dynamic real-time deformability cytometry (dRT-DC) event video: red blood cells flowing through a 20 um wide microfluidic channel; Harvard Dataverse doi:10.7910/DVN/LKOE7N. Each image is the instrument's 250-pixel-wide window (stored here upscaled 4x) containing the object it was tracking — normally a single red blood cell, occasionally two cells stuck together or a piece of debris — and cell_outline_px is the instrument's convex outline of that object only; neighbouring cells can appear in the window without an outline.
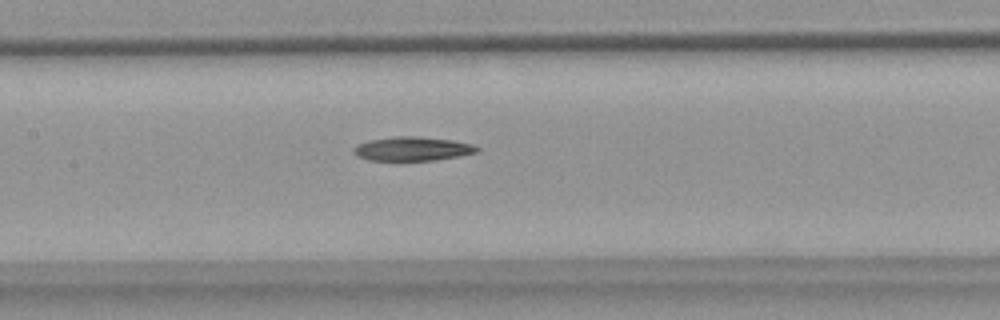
{"species": "common noctule bat (a hibernating species)", "species_latin": "Nyctalus noctula", "temperature_condition": "warm", "stored_images_in_passage": 40, "camera_frame_rate_fps": 3000, "um_per_image_px": 0.085, "animal": {"sex": "female", "body_mass_g": 18.4}, "frame": {"image": 1, "passage_image": 13, "time_ms": 4.0, "image_size_px": [1000, 320], "cell_outline_px": [[480, 152], [460, 156], [436, 160], [368, 160], [356, 156], [352, 152], [352, 148], [356, 144], [368, 140], [396, 136], [416, 136], [452, 140], [472, 144], [480, 148]], "centroid_in_image_um": [35.04, 12.65], "position_along_channel_um": 172.4, "area_um2": 17.46}}
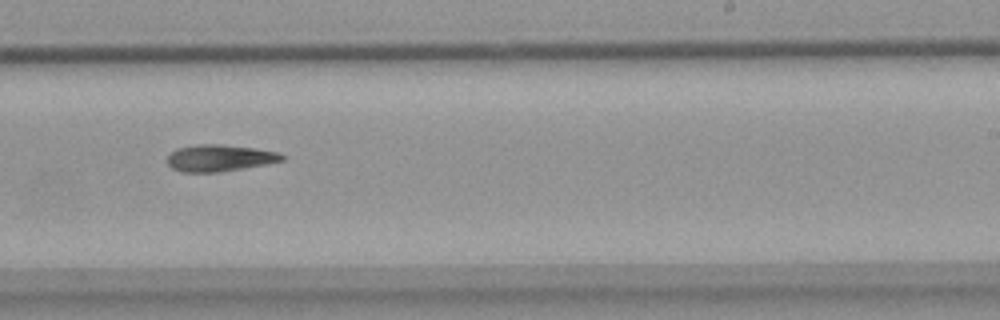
{"frame": {"image": 2, "passage_image": 21, "time_ms": 6.667, "image_size_px": [1000, 320], "cell_outline_px": [[284, 160], [244, 168], [220, 172], [180, 172], [172, 168], [168, 164], [168, 156], [176, 148], [196, 144], [224, 144], [256, 148], [280, 152], [284, 156]], "centroid_in_image_um": [18.66, 13.42], "position_along_channel_um": 270.3, "area_um2": 17.98}}
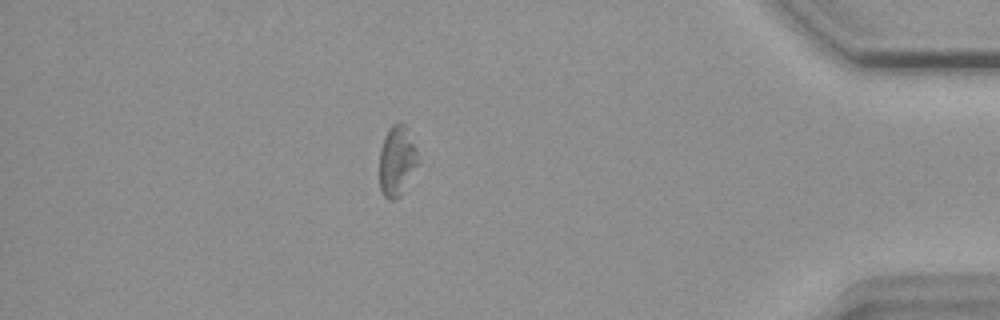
{"frame": {"image": 3, "passage_image": 35, "time_ms": 11.333, "image_size_px": [1000, 320], "cell_outline_px": [[424, 160], [400, 196], [392, 200], [388, 200], [384, 196], [380, 188], [380, 148], [384, 136], [388, 128], [392, 124], [400, 120], [404, 124]], "centroid_in_image_um": [33.81, 13.66], "position_along_channel_um": 401.4, "area_um2": 16.7}}